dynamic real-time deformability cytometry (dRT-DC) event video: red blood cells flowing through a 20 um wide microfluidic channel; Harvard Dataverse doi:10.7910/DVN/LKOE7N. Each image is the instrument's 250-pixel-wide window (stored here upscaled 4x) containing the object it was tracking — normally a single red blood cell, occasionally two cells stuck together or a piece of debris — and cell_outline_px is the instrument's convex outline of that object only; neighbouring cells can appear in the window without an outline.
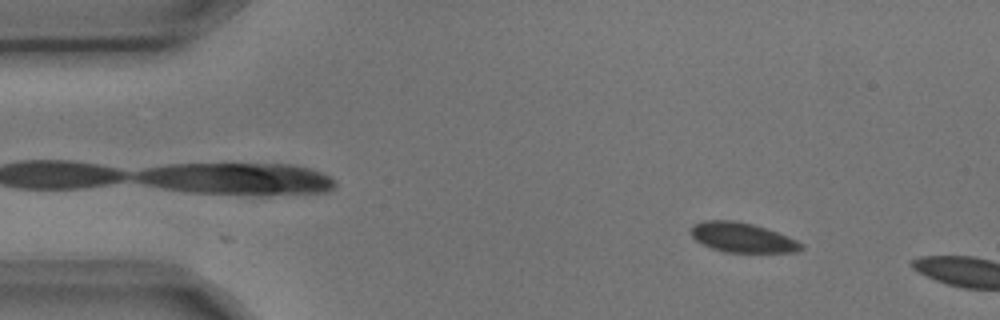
{"species": "common noctule bat (a hibernating species)", "species_latin": "Nyctalus noctula", "temperature_condition": "cold", "stored_images_in_passage": 2, "camera_frame_rate_fps": 3000, "um_per_image_px": 0.085, "animal": {"sex": "male", "body_mass_g": 17.9, "forearm_length_mm": 54.2}, "frame": {"image": 1, "passage_image": 1, "time_ms": 0.0, "image_size_px": [1000, 320], "cell_outline_px": [[804, 248], [796, 252], [724, 252], [712, 248], [696, 240], [692, 236], [688, 228], [692, 224], [704, 220], [732, 220], [752, 224], [788, 236], [804, 244]], "centroid_in_image_um": [63.06, 20.18], "position_along_channel_um": 21.9, "area_um2": 19.07}}